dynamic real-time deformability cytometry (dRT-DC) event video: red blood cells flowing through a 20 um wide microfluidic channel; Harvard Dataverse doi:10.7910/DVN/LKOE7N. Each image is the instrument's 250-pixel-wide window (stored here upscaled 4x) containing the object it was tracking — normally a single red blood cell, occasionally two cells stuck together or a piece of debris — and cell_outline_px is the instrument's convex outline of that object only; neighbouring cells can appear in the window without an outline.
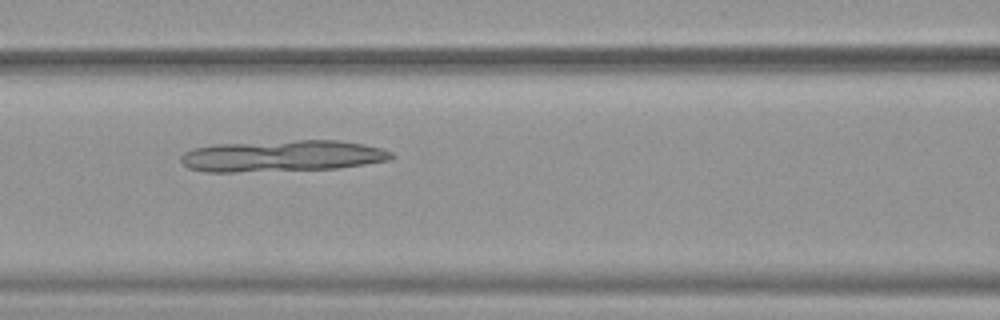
{"species": "common noctule bat (a hibernating species)", "species_latin": "Nyctalus noctula", "temperature_condition": "warm", "stored_images_in_passage": 52, "camera_frame_rate_fps": 3000, "um_per_image_px": 0.085, "animal": {"sex": "female", "body_mass_g": 19.9}, "frame": {"image": 1, "passage_image": 23, "time_ms": 7.333, "image_size_px": [1000, 320], "cell_outline_px": [[396, 156], [388, 160], [364, 164], [336, 168], [236, 172], [204, 172], [188, 168], [180, 160], [180, 156], [184, 152], [192, 148], [216, 144], [296, 140], [340, 140], [364, 144], [380, 148], [392, 152]], "centroid_in_image_um": [23.96, 13.25], "position_along_channel_um": 142.6, "area_um2": 38.55}}
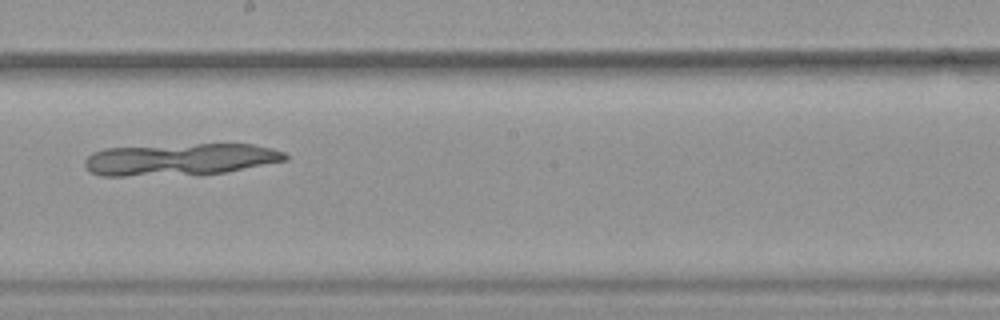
{"frame": {"image": 2, "passage_image": 30, "time_ms": 9.667, "image_size_px": [1000, 320], "cell_outline_px": [[288, 160], [224, 172], [124, 176], [100, 176], [88, 172], [84, 164], [84, 160], [92, 152], [104, 148], [196, 144], [252, 144], [272, 148], [284, 152], [288, 156]], "centroid_in_image_um": [15.26, 13.54], "position_along_channel_um": 232.9, "area_um2": 37.05}}
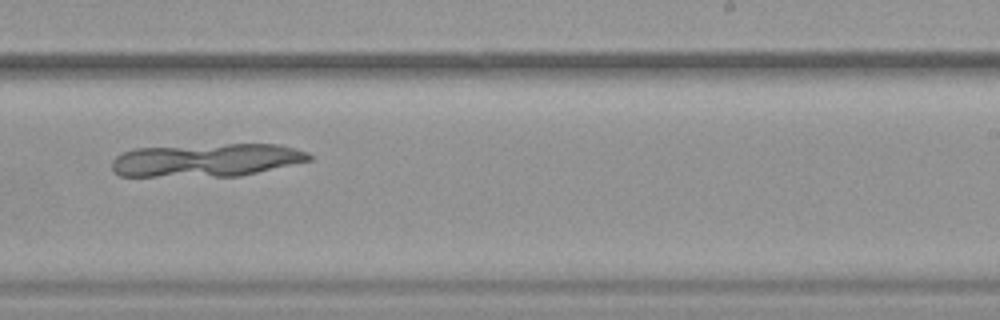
{"frame": {"image": 3, "passage_image": 33, "time_ms": 10.667, "image_size_px": [1000, 320], "cell_outline_px": [[312, 160], [240, 176], [120, 176], [112, 172], [112, 160], [116, 156], [132, 148], [228, 144], [280, 144], [296, 148], [308, 152], [312, 156]], "centroid_in_image_um": [17.55, 13.6], "position_along_channel_um": 271.4, "area_um2": 38.21}}